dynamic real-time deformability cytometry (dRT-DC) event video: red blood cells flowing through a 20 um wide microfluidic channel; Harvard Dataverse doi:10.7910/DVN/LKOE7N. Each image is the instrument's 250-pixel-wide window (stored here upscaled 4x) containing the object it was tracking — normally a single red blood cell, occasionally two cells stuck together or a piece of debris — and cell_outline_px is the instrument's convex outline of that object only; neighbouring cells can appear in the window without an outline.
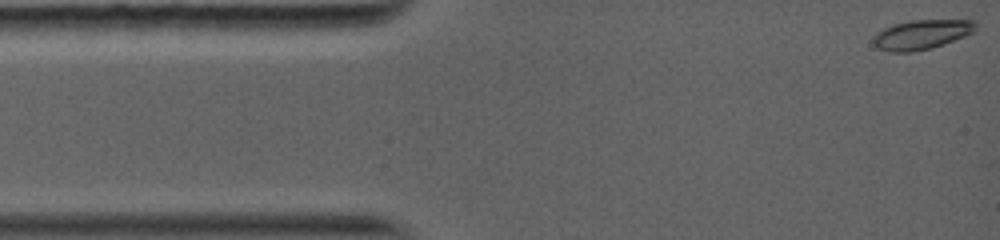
{"species": "common noctule bat (a hibernating species)", "species_latin": "Nyctalus noctula", "temperature_condition": "warm", "stored_images_in_passage": 48, "camera_frame_rate_fps": 5000, "um_per_image_px": 0.085, "animal": {"sex": "female", "body_mass_g": 19.0, "forearm_length_mm": 56.7}, "frame": {"image": 1, "passage_image": 1, "time_ms": 0.0, "image_size_px": [1000, 240], "cell_outline_px": [[976, 32], [944, 44], [932, 48], [912, 52], [888, 52], [876, 48], [872, 40], [872, 36], [876, 32], [892, 24], [908, 20], [972, 16], [976, 20]], "centroid_in_image_um": [78.45, 2.87], "position_along_channel_um": 6.6, "area_um2": 19.02}}
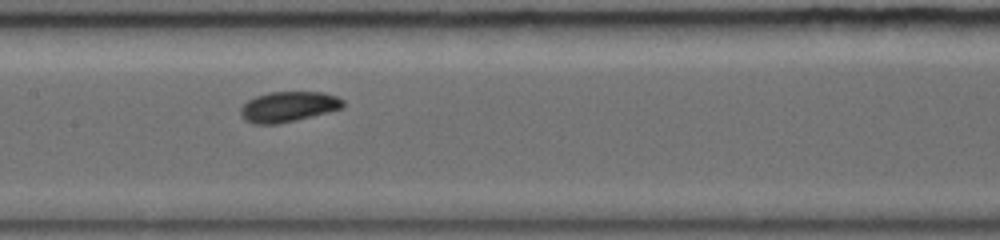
{"frame": {"image": 2, "passage_image": 22, "time_ms": 6.2, "image_size_px": [1000, 240], "cell_outline_px": [[344, 108], [296, 120], [276, 124], [252, 124], [244, 120], [240, 116], [240, 108], [248, 100], [256, 96], [268, 92], [324, 92], [336, 96], [344, 100]], "centroid_in_image_um": [24.5, 9.07], "position_along_channel_um": 182.9, "area_um2": 18.26}}
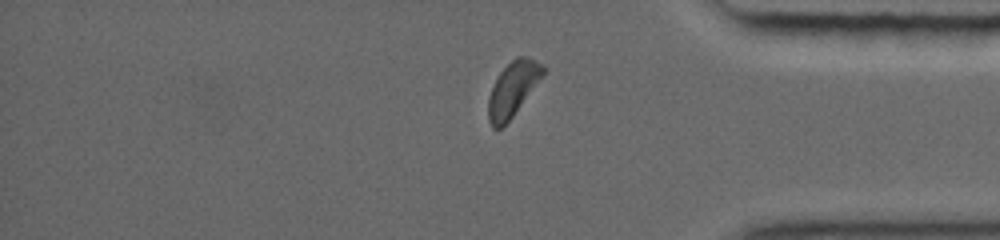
{"frame": {"image": 3, "passage_image": 42, "time_ms": 11.6, "image_size_px": [1000, 240], "cell_outline_px": [[544, 72], [512, 116], [500, 128], [492, 128], [488, 120], [488, 96], [500, 72], [516, 56], [528, 56], [540, 64], [544, 68]], "centroid_in_image_um": [43.54, 7.56], "position_along_channel_um": 391.7, "area_um2": 16.65}, "authors_computed_cell_mechanics": {"area_um2": 17.6868, "velocity_mm_per_s": 4.1045, "shape_relaxation_time_tau1_ms": 5.5393, "shape_relaxation_time_tau2_ms": null, "deformation_change_tau1": 0.1537, "deformation_change_tau2": null}}